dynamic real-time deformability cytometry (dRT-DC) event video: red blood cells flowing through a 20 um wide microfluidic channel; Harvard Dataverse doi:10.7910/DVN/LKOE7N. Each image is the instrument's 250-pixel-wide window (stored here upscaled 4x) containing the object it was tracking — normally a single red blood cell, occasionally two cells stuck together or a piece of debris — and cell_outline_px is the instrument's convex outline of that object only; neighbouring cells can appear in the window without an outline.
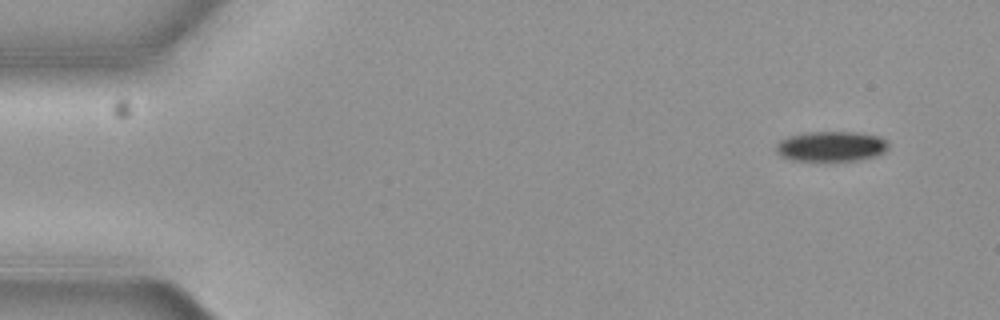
{"species": "common noctule bat (a hibernating species)", "species_latin": "Nyctalus noctula", "temperature_condition": "cold", "stored_images_in_passage": 5, "camera_frame_rate_fps": 3000, "um_per_image_px": 0.085, "animal": {"sex": "female", "body_mass_g": 19.3, "forearm_length_mm": 54.1}, "frame": {"image": 1, "passage_image": 1, "time_ms": 0.0, "image_size_px": [1000, 320], "cell_outline_px": [[888, 148], [884, 152], [876, 156], [856, 160], [792, 160], [780, 156], [776, 152], [776, 144], [780, 140], [792, 136], [808, 132], [856, 132], [880, 136], [888, 140]], "centroid_in_image_um": [70.68, 12.43], "position_along_channel_um": 14.3, "area_um2": 19.65}}
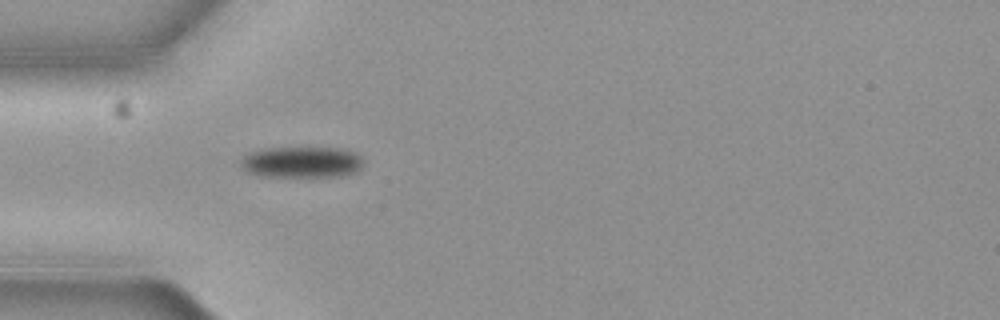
{"frame": {"image": 2, "passage_image": 5, "time_ms": 1.333, "image_size_px": [1000, 320], "cell_outline_px": [[364, 164], [356, 172], [340, 176], [260, 176], [248, 172], [240, 164], [240, 160], [248, 152], [264, 148], [336, 148], [352, 152], [360, 156]], "centroid_in_image_um": [25.62, 13.78], "position_along_channel_um": 59.4, "area_um2": 22.14}}